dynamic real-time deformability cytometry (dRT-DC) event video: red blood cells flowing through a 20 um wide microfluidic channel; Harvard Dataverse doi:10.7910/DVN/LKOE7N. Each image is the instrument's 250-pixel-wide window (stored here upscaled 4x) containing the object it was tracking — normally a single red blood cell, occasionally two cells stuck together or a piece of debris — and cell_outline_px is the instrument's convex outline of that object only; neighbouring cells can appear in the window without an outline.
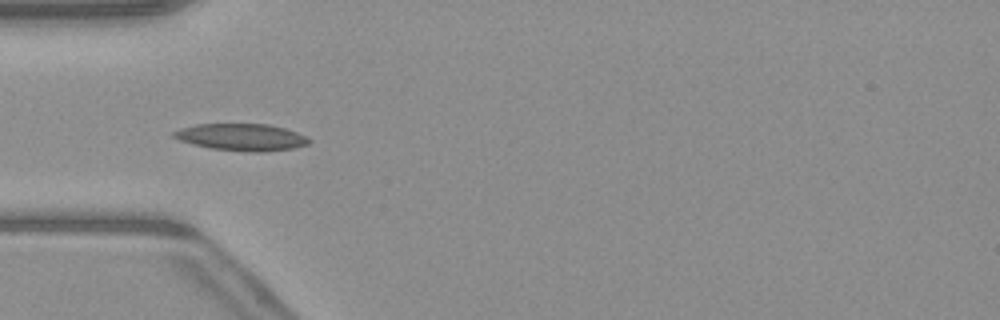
{"species": "common noctule bat (a hibernating species)", "species_latin": "Nyctalus noctula", "temperature_condition": "warm", "stored_images_in_passage": 52, "camera_frame_rate_fps": 3000, "um_per_image_px": 0.085, "animal": {"sex": "male", "body_mass_g": 23.1, "forearm_length_mm": 52.7}, "frame": {"image": 1, "passage_image": 17, "time_ms": 5.333, "image_size_px": [1000, 320], "cell_outline_px": [[312, 140], [308, 144], [292, 148], [260, 152], [252, 152], [212, 148], [192, 144], [180, 140], [172, 136], [172, 132], [180, 128], [196, 124], [268, 124], [284, 128], [296, 132]], "centroid_in_image_um": [20.51, 11.65], "position_along_channel_um": 64.5, "area_um2": 21.04}}
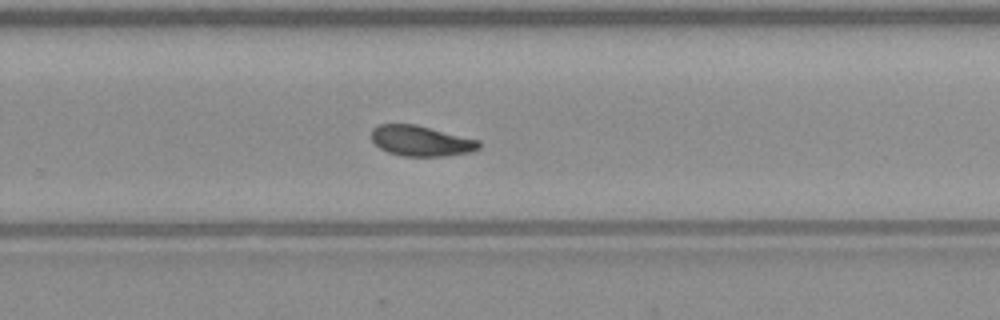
{"frame": {"image": 2, "passage_image": 34, "time_ms": 11.0, "image_size_px": [1000, 320], "cell_outline_px": [[480, 148], [472, 152], [448, 156], [404, 156], [388, 152], [380, 148], [372, 140], [372, 128], [380, 124], [416, 124], [480, 140]], "centroid_in_image_um": [35.82, 11.98], "position_along_channel_um": 294.0, "area_um2": 19.19}}
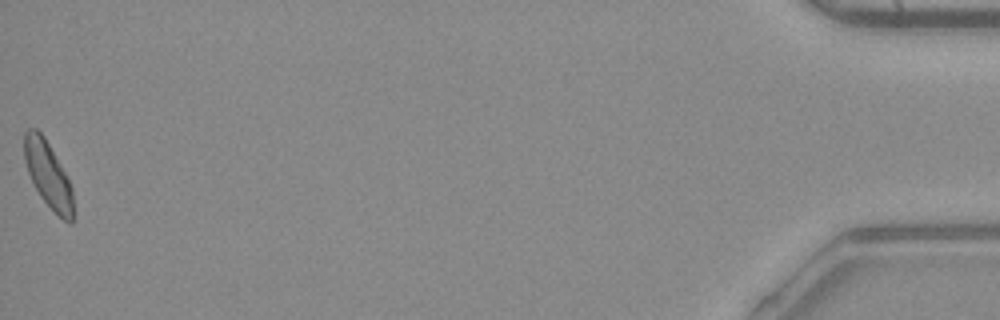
{"frame": {"image": 3, "passage_image": 52, "time_ms": 17.0, "image_size_px": [1000, 320], "cell_outline_px": [[72, 224], [68, 224], [40, 196], [28, 172], [24, 160], [24, 132], [28, 128], [36, 128], [44, 136], [68, 176], [72, 188]], "centroid_in_image_um": [4.08, 14.79], "position_along_channel_um": 431.1, "area_um2": 18.61}}